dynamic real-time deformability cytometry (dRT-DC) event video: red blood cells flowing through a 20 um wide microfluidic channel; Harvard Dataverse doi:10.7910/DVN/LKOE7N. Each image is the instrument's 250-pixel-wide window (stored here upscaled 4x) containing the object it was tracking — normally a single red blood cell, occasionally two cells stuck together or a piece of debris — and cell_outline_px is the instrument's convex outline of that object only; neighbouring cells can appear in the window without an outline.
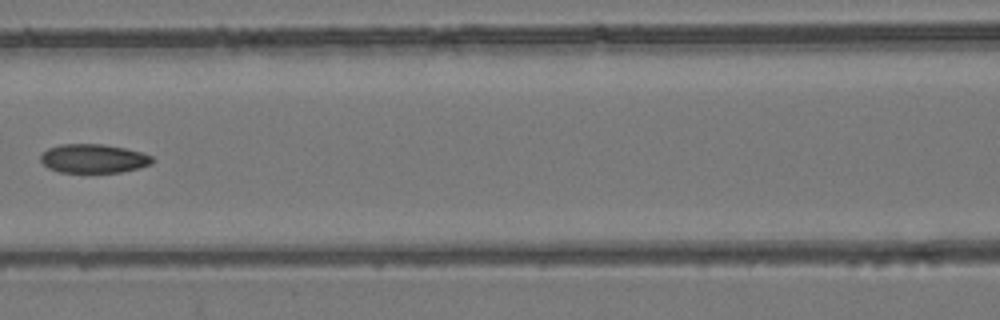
{"species": "common noctule bat (a hibernating species)", "species_latin": "Nyctalus noctula", "temperature_condition": "room temperature", "stored_images_in_passage": 7, "camera_frame_rate_fps": 3000, "um_per_image_px": 0.085, "animal": {"sex": "female", "body_mass_g": 24.6, "forearm_length_mm": 56.2}, "frame": {"image": 1, "passage_image": 7, "time_ms": 2.0, "image_size_px": [1000, 320], "cell_outline_px": [[156, 160], [152, 164], [140, 168], [120, 172], [60, 172], [48, 168], [40, 160], [40, 156], [48, 148], [60, 144], [104, 144], [124, 148], [140, 152], [152, 156]], "centroid_in_image_um": [7.97, 13.47], "position_along_channel_um": 158.6, "area_um2": 18.84}}